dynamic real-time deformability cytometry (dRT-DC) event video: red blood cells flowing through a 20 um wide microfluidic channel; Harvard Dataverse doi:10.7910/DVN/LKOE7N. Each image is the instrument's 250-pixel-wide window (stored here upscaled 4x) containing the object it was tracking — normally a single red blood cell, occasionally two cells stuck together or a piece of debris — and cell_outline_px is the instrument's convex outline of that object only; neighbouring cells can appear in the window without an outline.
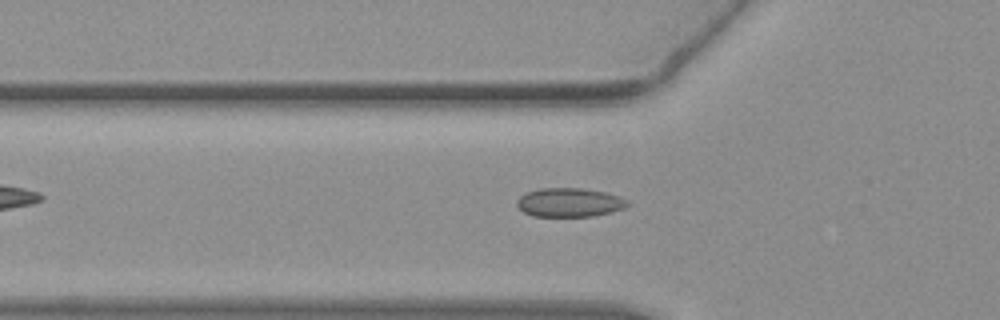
{"species": "common noctule bat (a hibernating species)", "species_latin": "Nyctalus noctula", "temperature_condition": "warm", "stored_images_in_passage": 48, "camera_frame_rate_fps": 3000, "um_per_image_px": 0.085, "animal": {"sex": "female", "body_mass_g": 19.3, "forearm_length_mm": 54.1}, "frame": {"image": 1, "passage_image": 13, "time_ms": 4.0, "image_size_px": [1000, 320], "cell_outline_px": [[628, 204], [624, 208], [612, 212], [592, 216], [532, 216], [524, 212], [516, 204], [516, 200], [520, 196], [528, 192], [540, 188], [580, 188], [608, 192], [620, 196], [628, 200]], "centroid_in_image_um": [48.42, 17.2], "position_along_channel_um": 77.4, "area_um2": 18.67}}
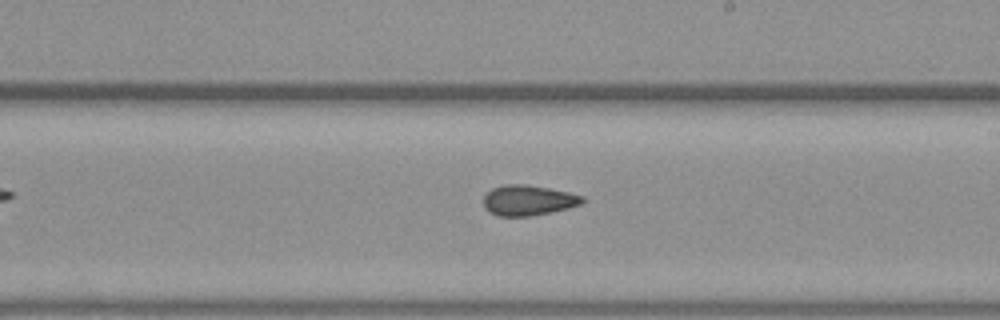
{"frame": {"image": 2, "passage_image": 26, "time_ms": 8.333, "image_size_px": [1000, 320], "cell_outline_px": [[584, 200], [580, 204], [568, 208], [552, 212], [528, 216], [496, 216], [488, 212], [484, 208], [484, 196], [492, 188], [504, 184], [524, 184], [548, 188], [568, 192], [584, 196]], "centroid_in_image_um": [44.87, 17.03], "position_along_channel_um": 244.1, "area_um2": 17.51}}
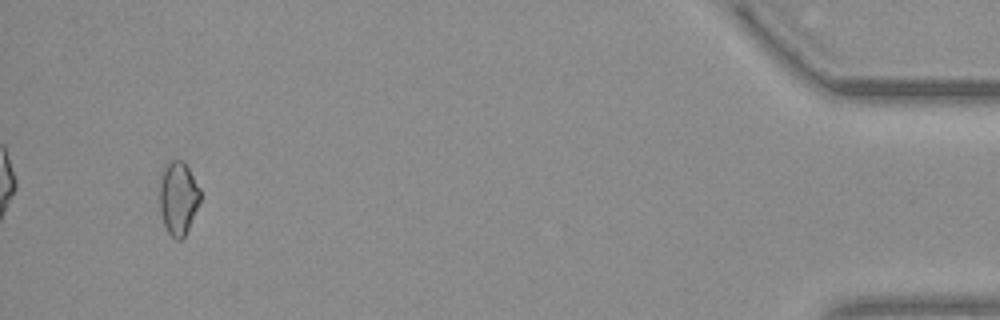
{"frame": {"image": 3, "passage_image": 46, "time_ms": 15.0, "image_size_px": [1000, 320], "cell_outline_px": [[200, 200], [188, 228], [184, 236], [180, 240], [176, 240], [168, 232], [164, 224], [160, 212], [160, 180], [164, 164], [172, 160], [184, 160], [200, 188]], "centroid_in_image_um": [15.14, 16.8], "position_along_channel_um": 420.1, "area_um2": 17.28}}